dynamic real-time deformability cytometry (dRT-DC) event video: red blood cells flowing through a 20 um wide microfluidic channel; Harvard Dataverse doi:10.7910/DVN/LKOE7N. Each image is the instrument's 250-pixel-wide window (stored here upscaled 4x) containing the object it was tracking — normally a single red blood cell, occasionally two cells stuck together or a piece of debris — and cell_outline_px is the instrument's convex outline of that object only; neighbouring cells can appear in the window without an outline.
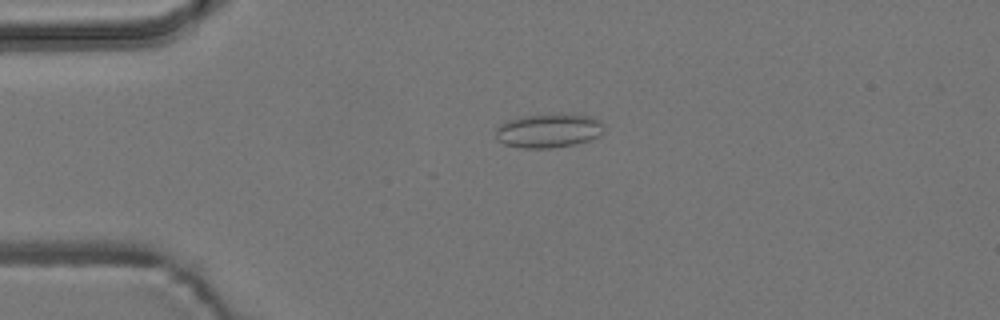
{"species": "common noctule bat (a hibernating species)", "species_latin": "Nyctalus noctula", "temperature_condition": "room temperature", "stored_images_in_passage": 4, "camera_frame_rate_fps": 3000, "um_per_image_px": 0.085, "animal": {"sex": "male", "body_mass_g": 19.2, "forearm_length_mm": 51.8}, "frame": {"image": 1, "passage_image": 2, "time_ms": 1.0, "image_size_px": [1000, 320], "cell_outline_px": [[604, 132], [600, 136], [576, 144], [552, 148], [520, 148], [504, 144], [496, 140], [496, 128], [504, 120], [524, 116], [576, 112], [592, 116], [600, 120], [604, 124]], "centroid_in_image_um": [46.67, 11.08], "position_along_channel_um": 38.3, "area_um2": 22.2}}